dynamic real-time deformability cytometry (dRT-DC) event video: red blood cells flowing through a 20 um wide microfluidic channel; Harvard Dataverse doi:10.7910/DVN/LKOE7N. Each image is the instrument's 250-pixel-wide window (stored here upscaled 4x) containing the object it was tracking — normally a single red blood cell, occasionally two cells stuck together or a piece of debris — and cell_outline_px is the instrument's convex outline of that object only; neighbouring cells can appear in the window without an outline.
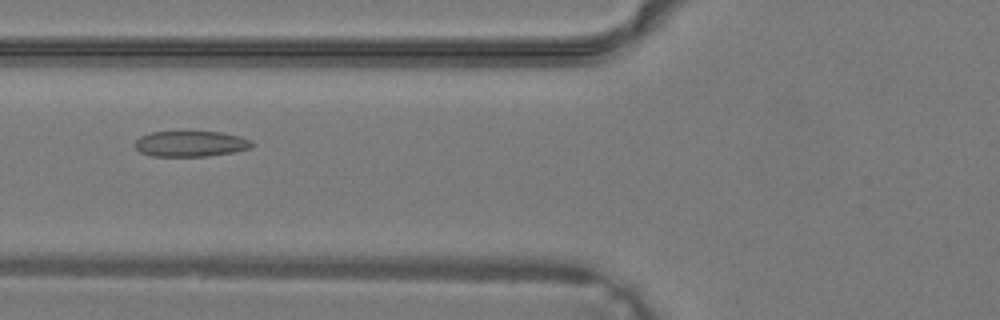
{"species": "common noctule bat (a hibernating species)", "species_latin": "Nyctalus noctula", "temperature_condition": "warm", "stored_images_in_passage": 36, "camera_frame_rate_fps": 3000, "um_per_image_px": 0.085, "animal": {"sex": "male", "body_mass_g": 19.2, "forearm_length_mm": 51.8}, "frame": {"image": 1, "passage_image": 12, "time_ms": 3.667, "image_size_px": [1000, 320], "cell_outline_px": [[252, 148], [232, 152], [208, 156], [152, 156], [140, 152], [136, 148], [136, 140], [140, 136], [152, 132], [220, 132], [240, 136], [252, 140]], "centroid_in_image_um": [16.22, 12.22], "position_along_channel_um": 109.6, "area_um2": 17.4}}
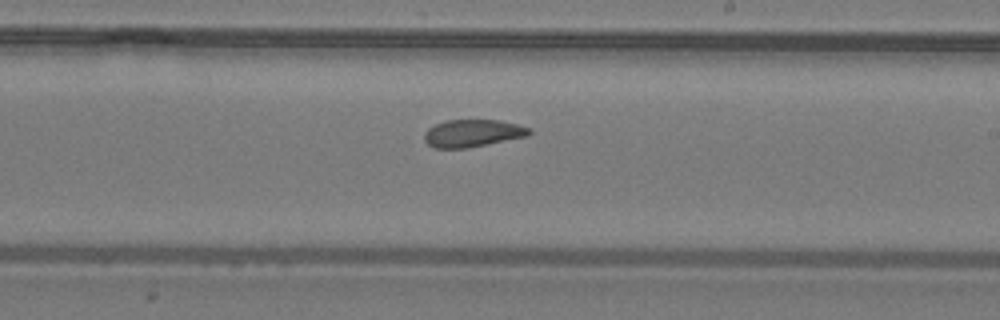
{"frame": {"image": 2, "passage_image": 20, "time_ms": 6.333, "image_size_px": [1000, 320], "cell_outline_px": [[532, 132], [528, 136], [468, 148], [436, 148], [428, 144], [424, 140], [424, 132], [428, 128], [444, 120], [500, 120], [532, 128]], "centroid_in_image_um": [40.18, 11.32], "position_along_channel_um": 248.8, "area_um2": 16.88}}
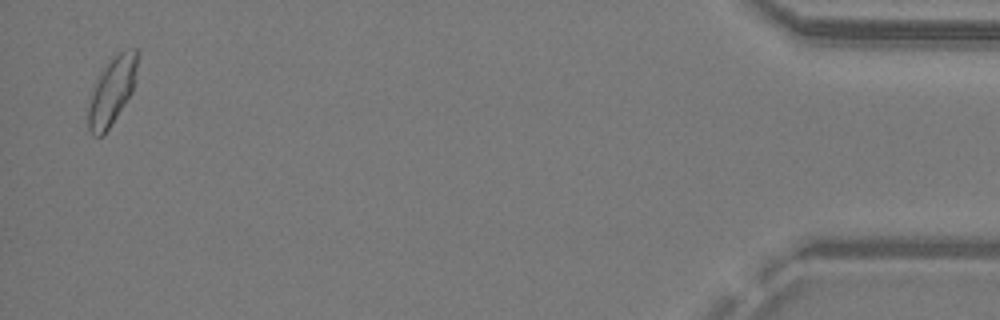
{"frame": {"image": 3, "passage_image": 35, "time_ms": 11.333, "image_size_px": [1000, 320], "cell_outline_px": [[136, 68], [132, 92], [104, 136], [92, 136], [88, 128], [88, 108], [92, 92], [104, 68], [124, 48], [136, 48]], "centroid_in_image_um": [9.5, 7.8], "position_along_channel_um": 425.7, "area_um2": 18.61}}